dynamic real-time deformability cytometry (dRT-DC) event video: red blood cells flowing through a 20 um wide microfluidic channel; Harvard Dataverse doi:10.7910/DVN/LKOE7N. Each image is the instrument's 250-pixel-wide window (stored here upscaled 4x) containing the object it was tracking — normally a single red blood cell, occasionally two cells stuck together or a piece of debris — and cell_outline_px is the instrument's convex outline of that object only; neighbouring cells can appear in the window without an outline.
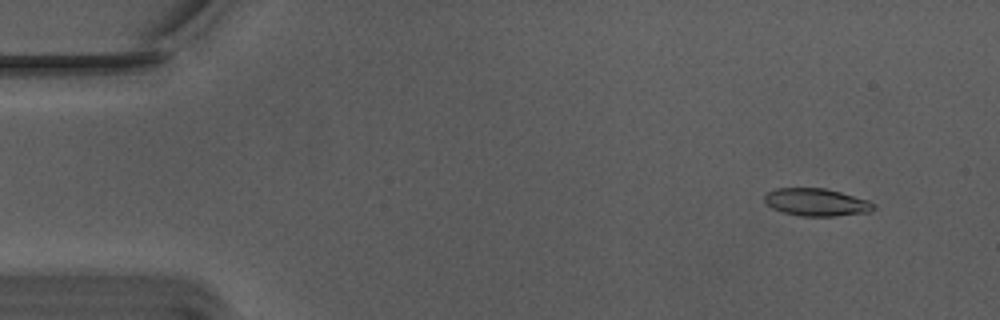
{"species": "Egyptian fruit bat (a non-hibernating species)", "species_latin": "Rousettus aegyptiacus", "temperature_condition": "warm", "stored_images_in_passage": 54, "camera_frame_rate_fps": 3000, "um_per_image_px": 0.085, "animal": {"sex": "male"}, "frame": {"image": 1, "passage_image": 4, "time_ms": 1.0, "image_size_px": [1000, 320], "cell_outline_px": [[876, 208], [868, 212], [836, 216], [800, 216], [784, 212], [772, 208], [764, 200], [764, 196], [768, 192], [776, 188], [824, 188], [840, 192], [868, 200], [876, 204]], "centroid_in_image_um": [69.41, 17.19], "position_along_channel_um": 15.6, "area_um2": 17.46}}
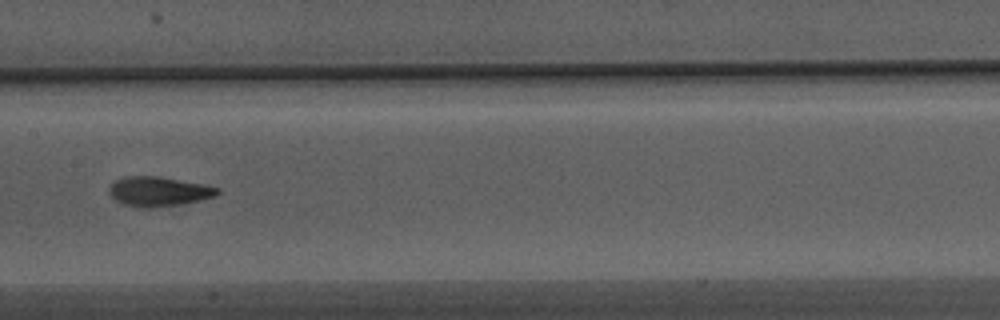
{"frame": {"image": 2, "passage_image": 27, "time_ms": 8.667, "image_size_px": [1000, 320], "cell_outline_px": [[220, 192], [216, 196], [200, 200], [180, 204], [156, 208], [140, 208], [124, 204], [116, 200], [112, 196], [108, 188], [116, 180], [128, 176], [156, 176], [204, 184], [220, 188]], "centroid_in_image_um": [13.51, 16.28], "position_along_channel_um": 193.9, "area_um2": 18.61}}
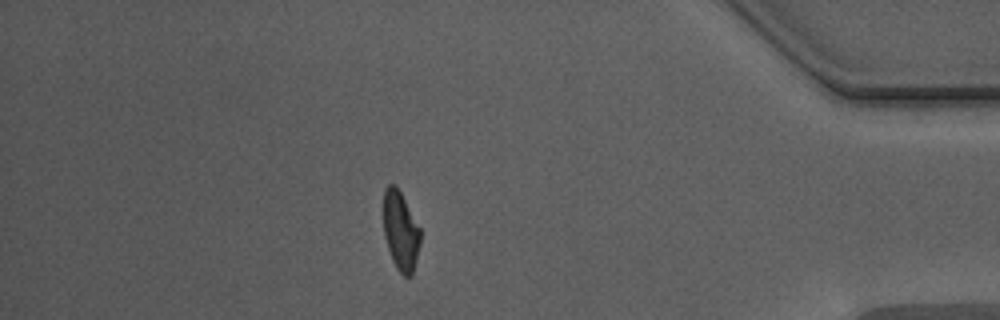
{"frame": {"image": 3, "passage_image": 47, "time_ms": 15.333, "image_size_px": [1000, 320], "cell_outline_px": [[420, 244], [412, 276], [404, 276], [396, 268], [392, 260], [384, 236], [384, 188], [388, 184], [396, 184], [420, 228]], "centroid_in_image_um": [34.05, 19.63], "position_along_channel_um": 401.2, "area_um2": 16.94}, "authors_computed_cell_mechanics": {"area_um2": 17.7157, "velocity_mm_per_s": 3.7573, "shape_relaxation_time_tau1_ms": 4.6194, "shape_relaxation_time_tau2_ms": 2.2, "deformation_change_tau1": 0.1803, "deformation_change_tau2": 0.0965}}